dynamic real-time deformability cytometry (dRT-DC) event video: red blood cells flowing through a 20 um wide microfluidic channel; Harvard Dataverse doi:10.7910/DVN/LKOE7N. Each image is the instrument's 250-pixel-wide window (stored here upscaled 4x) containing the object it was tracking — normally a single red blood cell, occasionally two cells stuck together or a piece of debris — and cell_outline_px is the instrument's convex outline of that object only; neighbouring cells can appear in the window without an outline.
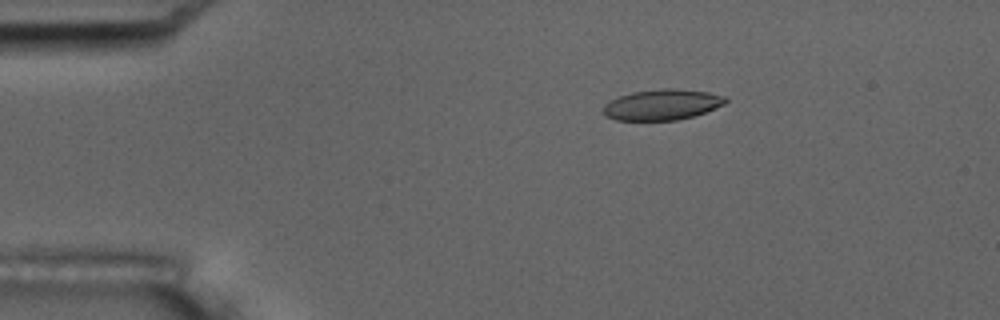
{"species": "common noctule bat (a hibernating species)", "species_latin": "Nyctalus noctula", "temperature_condition": "room temperature", "stored_images_in_passage": 3, "camera_frame_rate_fps": 3000, "um_per_image_px": 0.085, "animal": {"sex": "male", "body_mass_g": 17.5, "forearm_length_mm": 52.3}, "frame": {"image": 1, "passage_image": 1, "time_ms": 0.0, "image_size_px": [1000, 320], "cell_outline_px": [[728, 100], [724, 104], [716, 108], [692, 116], [676, 120], [616, 120], [604, 116], [604, 104], [620, 96], [632, 92], [660, 88], [676, 88], [708, 92], [728, 96]], "centroid_in_image_um": [56.31, 8.88], "position_along_channel_um": 28.7, "area_um2": 21.91}}